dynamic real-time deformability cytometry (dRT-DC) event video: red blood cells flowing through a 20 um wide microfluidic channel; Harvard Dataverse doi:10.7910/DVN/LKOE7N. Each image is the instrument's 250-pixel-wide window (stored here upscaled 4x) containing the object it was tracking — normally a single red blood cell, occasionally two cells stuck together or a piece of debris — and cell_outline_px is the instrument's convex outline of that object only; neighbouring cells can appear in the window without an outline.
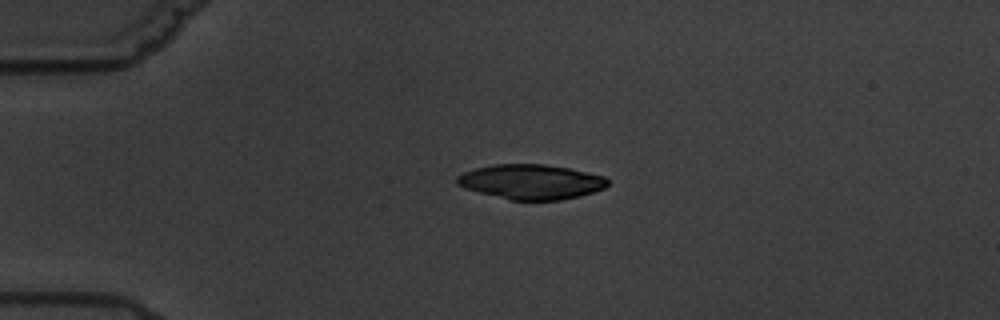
{"species": "common noctule bat (a hibernating species)", "species_latin": "Nyctalus noctula", "temperature_condition": "warm", "stored_images_in_passage": 3, "camera_frame_rate_fps": 3000, "um_per_image_px": 0.085, "animal": {"sex": "male", "body_mass_g": 19.5, "forearm_length_mm": 54.6}, "frame": {"image": 1, "passage_image": 1, "time_ms": 0.0, "image_size_px": [1000, 320], "cell_outline_px": [[608, 184], [604, 188], [580, 196], [560, 200], [512, 200], [464, 188], [456, 184], [456, 176], [464, 172], [476, 168], [496, 164], [544, 164], [568, 168], [604, 176], [608, 180]], "centroid_in_image_um": [45.13, 15.45], "position_along_channel_um": 39.9, "area_um2": 30.35}}